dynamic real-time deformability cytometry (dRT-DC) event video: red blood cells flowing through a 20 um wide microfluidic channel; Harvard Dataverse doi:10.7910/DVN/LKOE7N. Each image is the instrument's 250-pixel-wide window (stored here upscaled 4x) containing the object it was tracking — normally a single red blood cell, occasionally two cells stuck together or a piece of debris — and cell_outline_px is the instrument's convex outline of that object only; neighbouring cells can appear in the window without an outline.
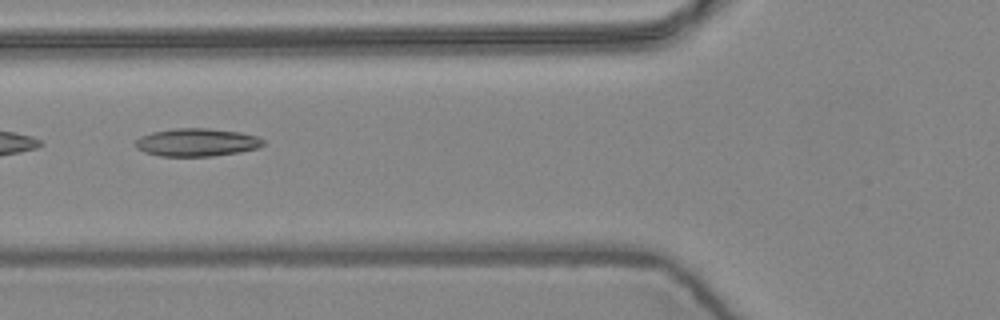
{"species": "common noctule bat (a hibernating species)", "species_latin": "Nyctalus noctula", "temperature_condition": "warm", "stored_images_in_passage": 7, "camera_frame_rate_fps": 3000, "um_per_image_px": 0.085, "animal": {"sex": "female", "body_mass_g": 24.6, "forearm_length_mm": 56.2}, "frame": {"image": 1, "passage_image": 6, "time_ms": 1.667, "image_size_px": [1000, 320], "cell_outline_px": [[264, 144], [260, 148], [240, 152], [212, 156], [160, 156], [144, 152], [136, 148], [136, 140], [140, 136], [152, 132], [172, 128], [208, 128], [240, 132], [256, 136], [264, 140]], "centroid_in_image_um": [16.73, 12.1], "position_along_channel_um": 109.1, "area_um2": 20.92}}
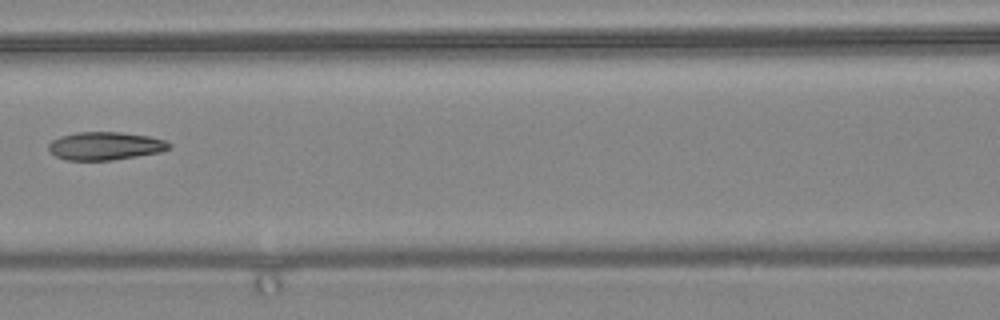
{"frame": {"image": 2, "passage_image": 7, "time_ms": 2.0, "image_size_px": [1000, 320], "cell_outline_px": [[172, 148], [160, 152], [112, 160], [68, 160], [56, 156], [48, 148], [48, 144], [52, 140], [60, 136], [76, 132], [120, 132], [148, 136], [164, 140], [172, 144]], "centroid_in_image_um": [8.95, 12.4], "position_along_channel_um": 157.6, "area_um2": 19.65}}